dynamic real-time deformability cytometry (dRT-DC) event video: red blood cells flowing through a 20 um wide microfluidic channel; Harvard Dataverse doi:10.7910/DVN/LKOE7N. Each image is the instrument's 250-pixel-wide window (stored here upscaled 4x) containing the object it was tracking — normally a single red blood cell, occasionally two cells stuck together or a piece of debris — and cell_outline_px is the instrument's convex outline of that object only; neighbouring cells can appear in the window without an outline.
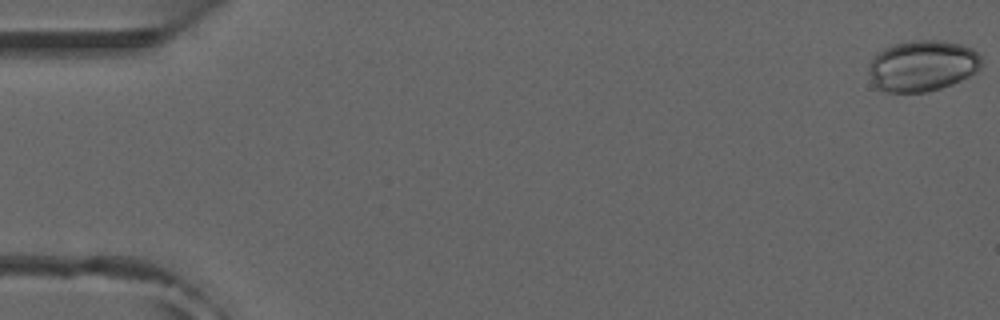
{"species": "common noctule bat (a hibernating species)", "species_latin": "Nyctalus noctula", "temperature_condition": "room temperature", "stored_images_in_passage": 20, "camera_frame_rate_fps": 3000, "um_per_image_px": 0.085, "animal": {"sex": "male", "forearm_length_mm": 52.5}, "frame": {"image": 1, "passage_image": 1, "time_ms": 0.0, "image_size_px": [1000, 320], "cell_outline_px": [[980, 68], [976, 72], [952, 84], [928, 92], [888, 92], [876, 88], [868, 72], [868, 64], [876, 52], [892, 44], [916, 40], [936, 40], [960, 44], [972, 48], [980, 56]], "centroid_in_image_um": [78.36, 5.59], "position_along_channel_um": 6.6, "area_um2": 33.58}}